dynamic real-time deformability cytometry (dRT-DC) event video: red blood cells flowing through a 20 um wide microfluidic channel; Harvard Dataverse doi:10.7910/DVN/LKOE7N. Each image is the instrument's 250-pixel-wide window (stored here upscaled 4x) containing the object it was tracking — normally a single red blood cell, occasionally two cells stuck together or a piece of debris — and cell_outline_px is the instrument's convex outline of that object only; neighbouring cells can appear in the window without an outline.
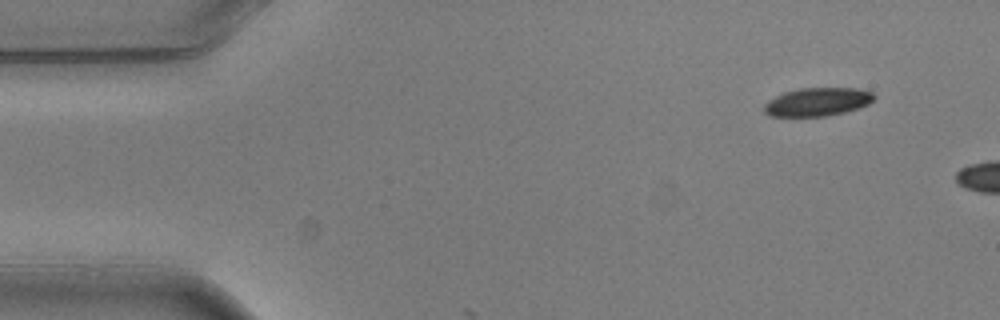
{"species": "common noctule bat (a hibernating species)", "species_latin": "Nyctalus noctula", "temperature_condition": "warm", "stored_images_in_passage": 2, "camera_frame_rate_fps": 3000, "um_per_image_px": 0.085, "animal": {"sex": "male", "body_mass_g": 20.5, "forearm_length_mm": 52.5}, "frame": {"image": 1, "passage_image": 1, "time_ms": 0.0, "image_size_px": [1000, 320], "cell_outline_px": [[876, 96], [868, 104], [860, 108], [844, 112], [824, 116], [768, 116], [764, 112], [764, 104], [768, 100], [784, 92], [800, 88], [860, 88], [872, 92]], "centroid_in_image_um": [69.49, 8.65], "position_along_channel_um": 15.5, "area_um2": 18.21}}